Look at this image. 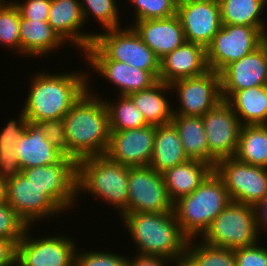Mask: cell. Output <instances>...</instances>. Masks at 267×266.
<instances>
[{
  "mask_svg": "<svg viewBox=\"0 0 267 266\" xmlns=\"http://www.w3.org/2000/svg\"><path fill=\"white\" fill-rule=\"evenodd\" d=\"M120 218L138 254L171 260L186 253L189 238L182 232L174 212H136Z\"/></svg>",
  "mask_w": 267,
  "mask_h": 266,
  "instance_id": "cell-3",
  "label": "cell"
},
{
  "mask_svg": "<svg viewBox=\"0 0 267 266\" xmlns=\"http://www.w3.org/2000/svg\"><path fill=\"white\" fill-rule=\"evenodd\" d=\"M87 65L92 67L105 80L116 85L119 95L131 93L150 88L158 79L150 72L129 64L110 59H86Z\"/></svg>",
  "mask_w": 267,
  "mask_h": 266,
  "instance_id": "cell-23",
  "label": "cell"
},
{
  "mask_svg": "<svg viewBox=\"0 0 267 266\" xmlns=\"http://www.w3.org/2000/svg\"><path fill=\"white\" fill-rule=\"evenodd\" d=\"M28 225L6 202H0V237L12 241L15 245L23 238Z\"/></svg>",
  "mask_w": 267,
  "mask_h": 266,
  "instance_id": "cell-38",
  "label": "cell"
},
{
  "mask_svg": "<svg viewBox=\"0 0 267 266\" xmlns=\"http://www.w3.org/2000/svg\"><path fill=\"white\" fill-rule=\"evenodd\" d=\"M87 72L33 75L22 110L30 123L63 119V116L88 90Z\"/></svg>",
  "mask_w": 267,
  "mask_h": 266,
  "instance_id": "cell-2",
  "label": "cell"
},
{
  "mask_svg": "<svg viewBox=\"0 0 267 266\" xmlns=\"http://www.w3.org/2000/svg\"><path fill=\"white\" fill-rule=\"evenodd\" d=\"M14 0L13 4L18 8L22 18L30 20L47 21L51 0H25L18 3Z\"/></svg>",
  "mask_w": 267,
  "mask_h": 266,
  "instance_id": "cell-42",
  "label": "cell"
},
{
  "mask_svg": "<svg viewBox=\"0 0 267 266\" xmlns=\"http://www.w3.org/2000/svg\"><path fill=\"white\" fill-rule=\"evenodd\" d=\"M121 255V256H120ZM127 257L104 251H82L76 249L74 266H126Z\"/></svg>",
  "mask_w": 267,
  "mask_h": 266,
  "instance_id": "cell-39",
  "label": "cell"
},
{
  "mask_svg": "<svg viewBox=\"0 0 267 266\" xmlns=\"http://www.w3.org/2000/svg\"><path fill=\"white\" fill-rule=\"evenodd\" d=\"M172 90L170 84L158 80L148 89L129 94L135 106L142 113L148 125L159 126L168 124L173 118V107L169 99H166L168 92ZM166 97V98H165Z\"/></svg>",
  "mask_w": 267,
  "mask_h": 266,
  "instance_id": "cell-26",
  "label": "cell"
},
{
  "mask_svg": "<svg viewBox=\"0 0 267 266\" xmlns=\"http://www.w3.org/2000/svg\"><path fill=\"white\" fill-rule=\"evenodd\" d=\"M195 241L196 238L189 239L186 253L197 266H237L234 250L211 246L202 240L196 244Z\"/></svg>",
  "mask_w": 267,
  "mask_h": 266,
  "instance_id": "cell-34",
  "label": "cell"
},
{
  "mask_svg": "<svg viewBox=\"0 0 267 266\" xmlns=\"http://www.w3.org/2000/svg\"><path fill=\"white\" fill-rule=\"evenodd\" d=\"M266 35L267 27L222 24L206 47L209 70L221 73L229 64L259 48Z\"/></svg>",
  "mask_w": 267,
  "mask_h": 266,
  "instance_id": "cell-8",
  "label": "cell"
},
{
  "mask_svg": "<svg viewBox=\"0 0 267 266\" xmlns=\"http://www.w3.org/2000/svg\"><path fill=\"white\" fill-rule=\"evenodd\" d=\"M155 133V125L111 131L105 155L124 166H149L154 151Z\"/></svg>",
  "mask_w": 267,
  "mask_h": 266,
  "instance_id": "cell-16",
  "label": "cell"
},
{
  "mask_svg": "<svg viewBox=\"0 0 267 266\" xmlns=\"http://www.w3.org/2000/svg\"><path fill=\"white\" fill-rule=\"evenodd\" d=\"M128 178L129 167L110 160L106 155L78 161L77 191L97 196L118 208L119 214L128 207Z\"/></svg>",
  "mask_w": 267,
  "mask_h": 266,
  "instance_id": "cell-5",
  "label": "cell"
},
{
  "mask_svg": "<svg viewBox=\"0 0 267 266\" xmlns=\"http://www.w3.org/2000/svg\"><path fill=\"white\" fill-rule=\"evenodd\" d=\"M209 0H177L178 4H186V3H193V2H205Z\"/></svg>",
  "mask_w": 267,
  "mask_h": 266,
  "instance_id": "cell-48",
  "label": "cell"
},
{
  "mask_svg": "<svg viewBox=\"0 0 267 266\" xmlns=\"http://www.w3.org/2000/svg\"><path fill=\"white\" fill-rule=\"evenodd\" d=\"M88 82V90L63 116L68 156L77 162L105 155L111 134L107 105Z\"/></svg>",
  "mask_w": 267,
  "mask_h": 266,
  "instance_id": "cell-1",
  "label": "cell"
},
{
  "mask_svg": "<svg viewBox=\"0 0 267 266\" xmlns=\"http://www.w3.org/2000/svg\"><path fill=\"white\" fill-rule=\"evenodd\" d=\"M187 42L205 48L222 26L218 0L178 4L177 14Z\"/></svg>",
  "mask_w": 267,
  "mask_h": 266,
  "instance_id": "cell-17",
  "label": "cell"
},
{
  "mask_svg": "<svg viewBox=\"0 0 267 266\" xmlns=\"http://www.w3.org/2000/svg\"><path fill=\"white\" fill-rule=\"evenodd\" d=\"M118 97V101L112 100L114 102L104 99L109 112L110 131H123L148 125L128 95Z\"/></svg>",
  "mask_w": 267,
  "mask_h": 266,
  "instance_id": "cell-33",
  "label": "cell"
},
{
  "mask_svg": "<svg viewBox=\"0 0 267 266\" xmlns=\"http://www.w3.org/2000/svg\"><path fill=\"white\" fill-rule=\"evenodd\" d=\"M134 4V22L149 19H164L177 14V0H130Z\"/></svg>",
  "mask_w": 267,
  "mask_h": 266,
  "instance_id": "cell-37",
  "label": "cell"
},
{
  "mask_svg": "<svg viewBox=\"0 0 267 266\" xmlns=\"http://www.w3.org/2000/svg\"><path fill=\"white\" fill-rule=\"evenodd\" d=\"M20 16L18 8L12 1L0 3V45L16 49L19 54L21 53Z\"/></svg>",
  "mask_w": 267,
  "mask_h": 266,
  "instance_id": "cell-35",
  "label": "cell"
},
{
  "mask_svg": "<svg viewBox=\"0 0 267 266\" xmlns=\"http://www.w3.org/2000/svg\"><path fill=\"white\" fill-rule=\"evenodd\" d=\"M218 2L222 24L254 27L267 25L260 16L267 6V0H218Z\"/></svg>",
  "mask_w": 267,
  "mask_h": 266,
  "instance_id": "cell-32",
  "label": "cell"
},
{
  "mask_svg": "<svg viewBox=\"0 0 267 266\" xmlns=\"http://www.w3.org/2000/svg\"><path fill=\"white\" fill-rule=\"evenodd\" d=\"M21 54L25 57L49 55L61 49L66 42L55 32L47 21L30 20L20 16ZM49 52V53H48Z\"/></svg>",
  "mask_w": 267,
  "mask_h": 266,
  "instance_id": "cell-25",
  "label": "cell"
},
{
  "mask_svg": "<svg viewBox=\"0 0 267 266\" xmlns=\"http://www.w3.org/2000/svg\"><path fill=\"white\" fill-rule=\"evenodd\" d=\"M14 153L21 171L37 166L59 164L67 157L46 139L38 124L30 122L27 123L21 139L17 142Z\"/></svg>",
  "mask_w": 267,
  "mask_h": 266,
  "instance_id": "cell-22",
  "label": "cell"
},
{
  "mask_svg": "<svg viewBox=\"0 0 267 266\" xmlns=\"http://www.w3.org/2000/svg\"><path fill=\"white\" fill-rule=\"evenodd\" d=\"M82 8L84 20H88L90 16L99 22L103 29L111 30L120 28L119 10L117 0H79ZM83 1V2H81ZM88 17V18H87Z\"/></svg>",
  "mask_w": 267,
  "mask_h": 266,
  "instance_id": "cell-36",
  "label": "cell"
},
{
  "mask_svg": "<svg viewBox=\"0 0 267 266\" xmlns=\"http://www.w3.org/2000/svg\"><path fill=\"white\" fill-rule=\"evenodd\" d=\"M83 54L84 59H110L150 71L159 80L160 59L132 26L97 32Z\"/></svg>",
  "mask_w": 267,
  "mask_h": 266,
  "instance_id": "cell-6",
  "label": "cell"
},
{
  "mask_svg": "<svg viewBox=\"0 0 267 266\" xmlns=\"http://www.w3.org/2000/svg\"><path fill=\"white\" fill-rule=\"evenodd\" d=\"M5 200V180L0 178V202Z\"/></svg>",
  "mask_w": 267,
  "mask_h": 266,
  "instance_id": "cell-47",
  "label": "cell"
},
{
  "mask_svg": "<svg viewBox=\"0 0 267 266\" xmlns=\"http://www.w3.org/2000/svg\"><path fill=\"white\" fill-rule=\"evenodd\" d=\"M221 94L227 100L235 91L267 85V44L264 43L242 57L229 64L221 73Z\"/></svg>",
  "mask_w": 267,
  "mask_h": 266,
  "instance_id": "cell-18",
  "label": "cell"
},
{
  "mask_svg": "<svg viewBox=\"0 0 267 266\" xmlns=\"http://www.w3.org/2000/svg\"><path fill=\"white\" fill-rule=\"evenodd\" d=\"M132 24L130 25L140 35L143 42L159 59L186 41L177 15L164 19L139 20Z\"/></svg>",
  "mask_w": 267,
  "mask_h": 266,
  "instance_id": "cell-21",
  "label": "cell"
},
{
  "mask_svg": "<svg viewBox=\"0 0 267 266\" xmlns=\"http://www.w3.org/2000/svg\"><path fill=\"white\" fill-rule=\"evenodd\" d=\"M170 262L175 264V266H197L187 253L171 259Z\"/></svg>",
  "mask_w": 267,
  "mask_h": 266,
  "instance_id": "cell-46",
  "label": "cell"
},
{
  "mask_svg": "<svg viewBox=\"0 0 267 266\" xmlns=\"http://www.w3.org/2000/svg\"><path fill=\"white\" fill-rule=\"evenodd\" d=\"M16 245L0 237V266H15Z\"/></svg>",
  "mask_w": 267,
  "mask_h": 266,
  "instance_id": "cell-43",
  "label": "cell"
},
{
  "mask_svg": "<svg viewBox=\"0 0 267 266\" xmlns=\"http://www.w3.org/2000/svg\"><path fill=\"white\" fill-rule=\"evenodd\" d=\"M254 209L258 233L260 234V232H262L261 229L267 232V193L264 198L254 206Z\"/></svg>",
  "mask_w": 267,
  "mask_h": 266,
  "instance_id": "cell-45",
  "label": "cell"
},
{
  "mask_svg": "<svg viewBox=\"0 0 267 266\" xmlns=\"http://www.w3.org/2000/svg\"><path fill=\"white\" fill-rule=\"evenodd\" d=\"M213 171L212 165L195 159L167 169L162 175L170 201L193 193Z\"/></svg>",
  "mask_w": 267,
  "mask_h": 266,
  "instance_id": "cell-24",
  "label": "cell"
},
{
  "mask_svg": "<svg viewBox=\"0 0 267 266\" xmlns=\"http://www.w3.org/2000/svg\"><path fill=\"white\" fill-rule=\"evenodd\" d=\"M5 200L18 216L32 226L36 220L48 219L63 211L21 172L5 181Z\"/></svg>",
  "mask_w": 267,
  "mask_h": 266,
  "instance_id": "cell-15",
  "label": "cell"
},
{
  "mask_svg": "<svg viewBox=\"0 0 267 266\" xmlns=\"http://www.w3.org/2000/svg\"><path fill=\"white\" fill-rule=\"evenodd\" d=\"M45 134L46 139L68 156V144L65 135L63 119L45 120L37 123Z\"/></svg>",
  "mask_w": 267,
  "mask_h": 266,
  "instance_id": "cell-40",
  "label": "cell"
},
{
  "mask_svg": "<svg viewBox=\"0 0 267 266\" xmlns=\"http://www.w3.org/2000/svg\"><path fill=\"white\" fill-rule=\"evenodd\" d=\"M234 157L267 168V125H243Z\"/></svg>",
  "mask_w": 267,
  "mask_h": 266,
  "instance_id": "cell-31",
  "label": "cell"
},
{
  "mask_svg": "<svg viewBox=\"0 0 267 266\" xmlns=\"http://www.w3.org/2000/svg\"><path fill=\"white\" fill-rule=\"evenodd\" d=\"M130 259L128 257L126 266H166L170 263L169 259L162 256L137 254L134 259Z\"/></svg>",
  "mask_w": 267,
  "mask_h": 266,
  "instance_id": "cell-44",
  "label": "cell"
},
{
  "mask_svg": "<svg viewBox=\"0 0 267 266\" xmlns=\"http://www.w3.org/2000/svg\"><path fill=\"white\" fill-rule=\"evenodd\" d=\"M22 173L40 188L64 213L76 206L78 162L67 156L59 164H49L22 170Z\"/></svg>",
  "mask_w": 267,
  "mask_h": 266,
  "instance_id": "cell-10",
  "label": "cell"
},
{
  "mask_svg": "<svg viewBox=\"0 0 267 266\" xmlns=\"http://www.w3.org/2000/svg\"><path fill=\"white\" fill-rule=\"evenodd\" d=\"M187 160L189 158L184 151L175 125L170 122L156 126L154 151L149 166L162 174L167 169Z\"/></svg>",
  "mask_w": 267,
  "mask_h": 266,
  "instance_id": "cell-27",
  "label": "cell"
},
{
  "mask_svg": "<svg viewBox=\"0 0 267 266\" xmlns=\"http://www.w3.org/2000/svg\"><path fill=\"white\" fill-rule=\"evenodd\" d=\"M171 122L178 130L187 157L209 164V148L203 118L201 116L173 115Z\"/></svg>",
  "mask_w": 267,
  "mask_h": 266,
  "instance_id": "cell-29",
  "label": "cell"
},
{
  "mask_svg": "<svg viewBox=\"0 0 267 266\" xmlns=\"http://www.w3.org/2000/svg\"><path fill=\"white\" fill-rule=\"evenodd\" d=\"M226 102L241 125H267V85L235 91Z\"/></svg>",
  "mask_w": 267,
  "mask_h": 266,
  "instance_id": "cell-28",
  "label": "cell"
},
{
  "mask_svg": "<svg viewBox=\"0 0 267 266\" xmlns=\"http://www.w3.org/2000/svg\"><path fill=\"white\" fill-rule=\"evenodd\" d=\"M47 22L66 44L68 41L81 52L93 43L95 32L86 34L81 29L85 20L79 0H51Z\"/></svg>",
  "mask_w": 267,
  "mask_h": 266,
  "instance_id": "cell-19",
  "label": "cell"
},
{
  "mask_svg": "<svg viewBox=\"0 0 267 266\" xmlns=\"http://www.w3.org/2000/svg\"><path fill=\"white\" fill-rule=\"evenodd\" d=\"M170 87L180 103L179 108L173 107V115L202 117L223 100L220 73L212 70L198 77L174 81Z\"/></svg>",
  "mask_w": 267,
  "mask_h": 266,
  "instance_id": "cell-13",
  "label": "cell"
},
{
  "mask_svg": "<svg viewBox=\"0 0 267 266\" xmlns=\"http://www.w3.org/2000/svg\"><path fill=\"white\" fill-rule=\"evenodd\" d=\"M258 243L234 250L237 266H267V248Z\"/></svg>",
  "mask_w": 267,
  "mask_h": 266,
  "instance_id": "cell-41",
  "label": "cell"
},
{
  "mask_svg": "<svg viewBox=\"0 0 267 266\" xmlns=\"http://www.w3.org/2000/svg\"><path fill=\"white\" fill-rule=\"evenodd\" d=\"M253 206L231 201L200 237L204 243L232 250L259 242Z\"/></svg>",
  "mask_w": 267,
  "mask_h": 266,
  "instance_id": "cell-7",
  "label": "cell"
},
{
  "mask_svg": "<svg viewBox=\"0 0 267 266\" xmlns=\"http://www.w3.org/2000/svg\"><path fill=\"white\" fill-rule=\"evenodd\" d=\"M30 226L16 245L15 266H74L75 241L67 236L54 235L31 238ZM74 241V242H73Z\"/></svg>",
  "mask_w": 267,
  "mask_h": 266,
  "instance_id": "cell-11",
  "label": "cell"
},
{
  "mask_svg": "<svg viewBox=\"0 0 267 266\" xmlns=\"http://www.w3.org/2000/svg\"><path fill=\"white\" fill-rule=\"evenodd\" d=\"M214 171L222 179L231 201L255 206L267 193V168L228 157L216 162Z\"/></svg>",
  "mask_w": 267,
  "mask_h": 266,
  "instance_id": "cell-9",
  "label": "cell"
},
{
  "mask_svg": "<svg viewBox=\"0 0 267 266\" xmlns=\"http://www.w3.org/2000/svg\"><path fill=\"white\" fill-rule=\"evenodd\" d=\"M230 202L222 179L213 171L193 193L176 201L173 211L182 232L200 239Z\"/></svg>",
  "mask_w": 267,
  "mask_h": 266,
  "instance_id": "cell-4",
  "label": "cell"
},
{
  "mask_svg": "<svg viewBox=\"0 0 267 266\" xmlns=\"http://www.w3.org/2000/svg\"><path fill=\"white\" fill-rule=\"evenodd\" d=\"M174 212L163 175L150 166L129 167L128 207L121 214Z\"/></svg>",
  "mask_w": 267,
  "mask_h": 266,
  "instance_id": "cell-12",
  "label": "cell"
},
{
  "mask_svg": "<svg viewBox=\"0 0 267 266\" xmlns=\"http://www.w3.org/2000/svg\"><path fill=\"white\" fill-rule=\"evenodd\" d=\"M19 114L17 120H9L0 130V178L5 181L22 172L14 151L25 131L28 120L23 110Z\"/></svg>",
  "mask_w": 267,
  "mask_h": 266,
  "instance_id": "cell-30",
  "label": "cell"
},
{
  "mask_svg": "<svg viewBox=\"0 0 267 266\" xmlns=\"http://www.w3.org/2000/svg\"><path fill=\"white\" fill-rule=\"evenodd\" d=\"M209 71L206 48L185 41L181 46L160 59L159 80L166 84L184 78L198 77Z\"/></svg>",
  "mask_w": 267,
  "mask_h": 266,
  "instance_id": "cell-20",
  "label": "cell"
},
{
  "mask_svg": "<svg viewBox=\"0 0 267 266\" xmlns=\"http://www.w3.org/2000/svg\"><path fill=\"white\" fill-rule=\"evenodd\" d=\"M202 118L209 148V164L214 167L217 161L234 157L242 125L225 100Z\"/></svg>",
  "mask_w": 267,
  "mask_h": 266,
  "instance_id": "cell-14",
  "label": "cell"
}]
</instances>
